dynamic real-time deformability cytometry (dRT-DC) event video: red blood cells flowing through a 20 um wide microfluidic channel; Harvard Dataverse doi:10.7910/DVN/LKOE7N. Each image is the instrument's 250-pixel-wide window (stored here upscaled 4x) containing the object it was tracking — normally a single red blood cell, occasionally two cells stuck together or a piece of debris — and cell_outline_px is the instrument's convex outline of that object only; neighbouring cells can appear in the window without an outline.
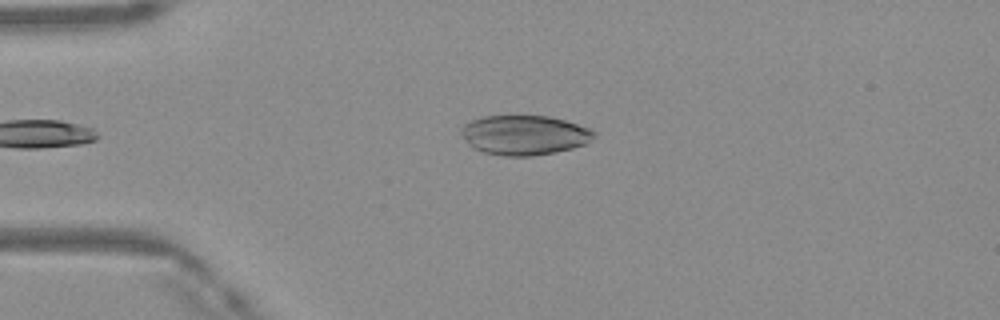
{"species": "Egyptian fruit bat (a non-hibernating species)", "species_latin": "Rousettus aegyptiacus", "temperature_condition": "warm", "stored_images_in_passage": 34, "camera_frame_rate_fps": 3000, "um_per_image_px": 0.085, "frame": {"image": 1, "passage_image": 1, "time_ms": 0.0, "image_size_px": [1000, 320], "cell_outline_px": [[596, 136], [584, 144], [572, 148], [532, 156], [504, 156], [484, 152], [468, 144], [460, 132], [460, 128], [464, 124], [472, 120], [484, 116], [548, 116], [564, 120], [588, 128], [596, 132]], "centroid_in_image_um": [44.55, 11.47], "position_along_channel_um": 40.4, "area_um2": 30.4}}
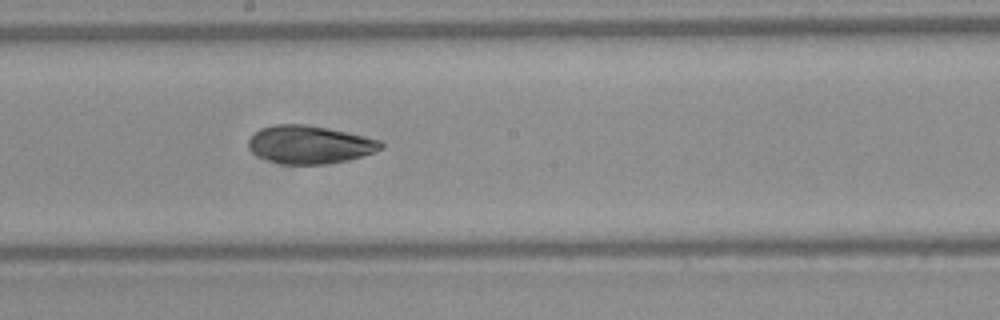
{"frame": {"image": 2, "passage_image": 16, "time_ms": 5.0, "image_size_px": [1000, 320], "cell_outline_px": [[384, 148], [348, 160], [324, 164], [280, 164], [268, 160], [252, 152], [248, 148], [248, 140], [260, 128], [276, 124], [308, 124], [348, 132], [380, 140], [384, 144]], "centroid_in_image_um": [26.32, 12.28], "position_along_channel_um": 221.9, "area_um2": 29.3}}
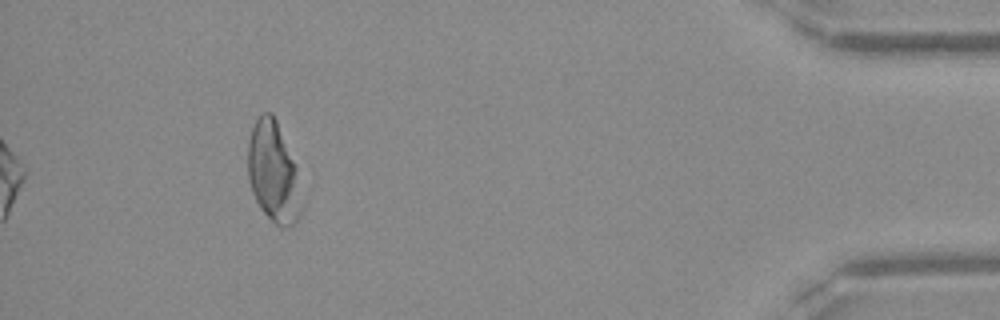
{"frame": {"image": 3, "passage_image": 34, "time_ms": 11.0, "image_size_px": [1000, 320], "cell_outline_px": [[300, 212], [296, 220], [292, 224], [284, 228], [280, 228], [260, 208], [252, 192], [248, 180], [248, 144], [252, 128], [256, 120], [264, 112], [272, 112], [276, 120], [296, 168], [300, 208]], "centroid_in_image_um": [23.19, 14.64], "position_along_channel_um": 412.0, "area_um2": 30.46}, "authors_computed_cell_mechanics": {"area_um2": 29.2468, "velocity_mm_per_s": 4.1665, "shape_relaxation_time_tau1_ms": 3.6566, "shape_relaxation_time_tau2_ms": 5.6763, "deformation_change_tau1": 0.0706, "deformation_change_tau2": 0.1008}}